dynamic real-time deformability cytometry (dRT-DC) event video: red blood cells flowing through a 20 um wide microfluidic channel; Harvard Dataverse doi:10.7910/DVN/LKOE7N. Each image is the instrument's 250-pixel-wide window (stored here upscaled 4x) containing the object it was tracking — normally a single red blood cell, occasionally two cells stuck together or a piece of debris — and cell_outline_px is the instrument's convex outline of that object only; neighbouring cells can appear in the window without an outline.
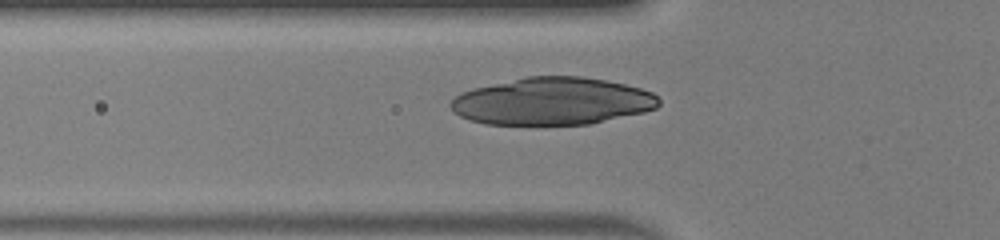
{"species": "human", "species_latin": "Homo sapiens", "temperature_condition": "warm", "stored_images_in_passage": 33, "camera_frame_rate_fps": 3000, "um_per_image_px": 0.085, "donor": {"sex": "male"}, "frame": {"image": 1, "passage_image": 4, "time_ms": 1.0, "image_size_px": [1000, 240], "cell_outline_px": [[660, 104], [656, 108], [644, 112], [588, 124], [484, 124], [468, 120], [452, 112], [448, 104], [460, 92], [472, 88], [524, 76], [580, 76], [608, 80], [640, 88], [652, 92], [660, 100]], "centroid_in_image_um": [46.9, 8.59], "position_along_channel_um": 78.9, "area_um2": 57.74}}
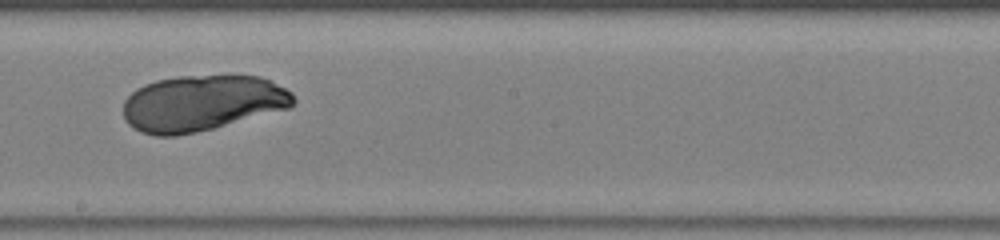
{"frame": {"image": 2, "passage_image": 15, "time_ms": 4.667, "image_size_px": [1000, 240], "cell_outline_px": [[296, 104], [288, 108], [212, 128], [196, 132], [176, 136], [156, 136], [140, 132], [128, 124], [124, 116], [124, 100], [136, 88], [144, 84], [156, 80], [180, 76], [232, 72], [260, 76], [292, 92], [296, 100]], "centroid_in_image_um": [17.18, 8.72], "position_along_channel_um": 231.0, "area_um2": 56.3}}
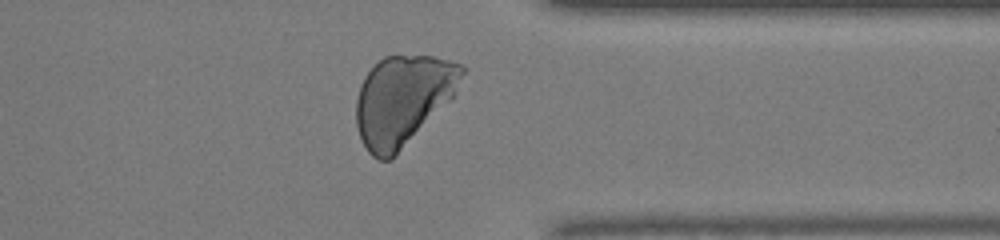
{"frame": {"image": 3, "passage_image": 26, "time_ms": 8.333, "image_size_px": [1000, 240], "cell_outline_px": [[468, 68], [456, 92], [392, 160], [380, 160], [372, 156], [368, 152], [360, 136], [356, 124], [356, 100], [360, 84], [364, 76], [384, 56], [432, 56], [452, 60], [464, 64]], "centroid_in_image_um": [34.25, 8.49], "position_along_channel_um": 377.2, "area_um2": 55.14}}